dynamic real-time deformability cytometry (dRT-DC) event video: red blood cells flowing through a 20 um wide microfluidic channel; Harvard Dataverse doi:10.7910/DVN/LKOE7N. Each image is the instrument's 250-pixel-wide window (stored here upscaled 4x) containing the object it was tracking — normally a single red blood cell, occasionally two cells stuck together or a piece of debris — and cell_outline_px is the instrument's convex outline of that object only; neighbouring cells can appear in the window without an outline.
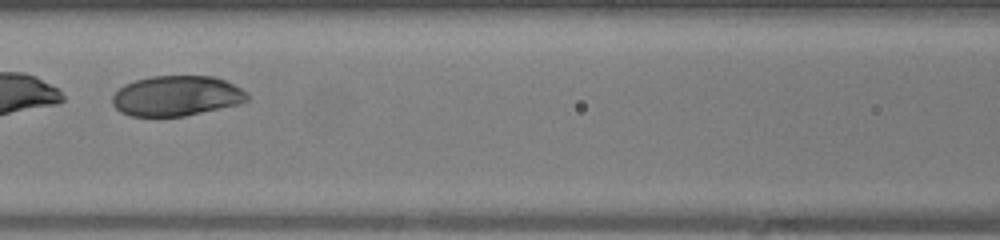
{"species": "human", "species_latin": "Homo sapiens", "temperature_condition": "warm", "stored_images_in_passage": 27, "segment_of_instrument_passage": [2, 2], "camera_frame_rate_fps": 3000, "um_per_image_px": 0.085, "donor": {"sex": "female"}, "frame": {"image": 1, "passage_image": 11, "time_ms": 3.333, "image_size_px": [1000, 240], "cell_outline_px": [[248, 100], [240, 104], [184, 116], [132, 116], [120, 112], [112, 104], [112, 96], [124, 84], [136, 80], [152, 76], [216, 76], [240, 88], [248, 96]], "centroid_in_image_um": [14.99, 8.15], "position_along_channel_um": 151.6, "area_um2": 31.5}}
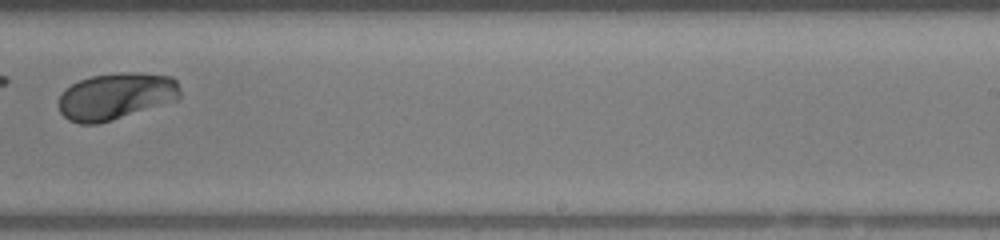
{"frame": {"image": 2, "passage_image": 19, "time_ms": 6.0, "image_size_px": [1000, 240], "cell_outline_px": [[180, 100], [112, 120], [96, 124], [80, 124], [68, 120], [60, 112], [56, 104], [64, 88], [80, 80], [92, 76], [116, 72], [140, 72], [172, 76], [176, 80], [180, 88]], "centroid_in_image_um": [9.86, 8.17], "position_along_channel_um": 279.1, "area_um2": 33.76}}
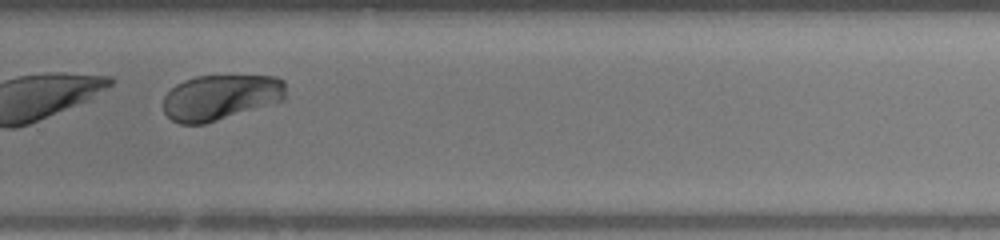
{"frame": {"image": 3, "passage_image": 21, "time_ms": 6.667, "image_size_px": [1000, 240], "cell_outline_px": [[284, 100], [204, 124], [180, 124], [172, 120], [164, 112], [164, 96], [176, 84], [184, 80], [196, 76], [276, 76], [284, 80]], "centroid_in_image_um": [18.73, 8.27], "position_along_channel_um": 311.1, "area_um2": 32.25}}